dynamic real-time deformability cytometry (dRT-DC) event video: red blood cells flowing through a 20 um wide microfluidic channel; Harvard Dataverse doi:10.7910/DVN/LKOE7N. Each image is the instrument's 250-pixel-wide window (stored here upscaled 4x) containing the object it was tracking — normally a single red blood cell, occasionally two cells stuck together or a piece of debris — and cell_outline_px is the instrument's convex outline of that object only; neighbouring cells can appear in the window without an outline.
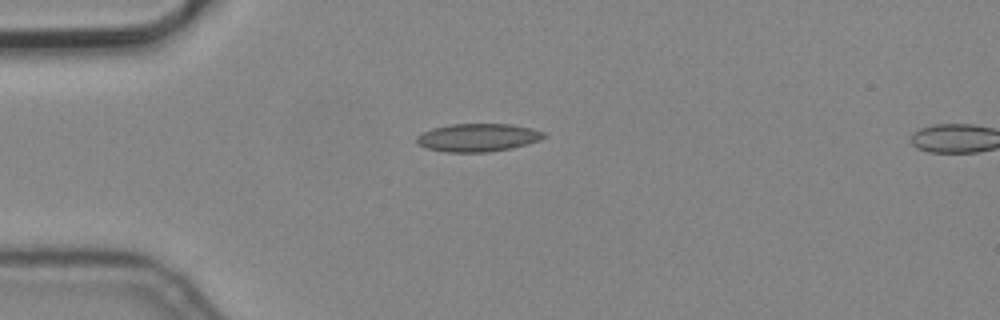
{"species": "common noctule bat (a hibernating species)", "species_latin": "Nyctalus noctula", "temperature_condition": "cold", "stored_images_in_passage": 7, "camera_frame_rate_fps": 3000, "um_per_image_px": 0.085, "animal": {"sex": "male", "body_mass_g": 19.2, "forearm_length_mm": 51.8}, "frame": {"image": 1, "passage_image": 1, "time_ms": 0.0, "image_size_px": [1000, 320], "cell_outline_px": [[548, 136], [528, 144], [512, 148], [488, 152], [448, 152], [428, 148], [420, 144], [416, 140], [416, 136], [432, 128], [452, 124], [508, 124], [532, 128], [544, 132]], "centroid_in_image_um": [40.66, 11.69], "position_along_channel_um": 44.3, "area_um2": 20.63}}
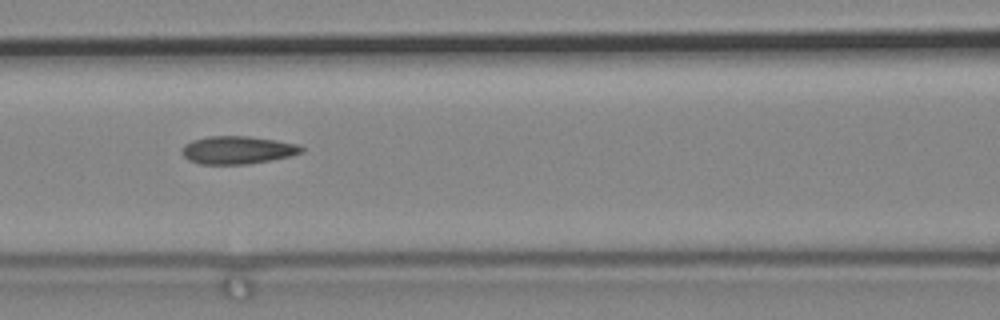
{"frame": {"image": 2, "passage_image": 4, "time_ms": 1.0, "image_size_px": [1000, 320], "cell_outline_px": [[304, 152], [292, 156], [272, 160], [248, 164], [200, 164], [188, 160], [180, 152], [180, 148], [184, 144], [192, 140], [208, 136], [248, 136], [276, 140], [300, 144], [304, 148]], "centroid_in_image_um": [20.2, 12.75], "position_along_channel_um": 146.4, "area_um2": 19.77}}
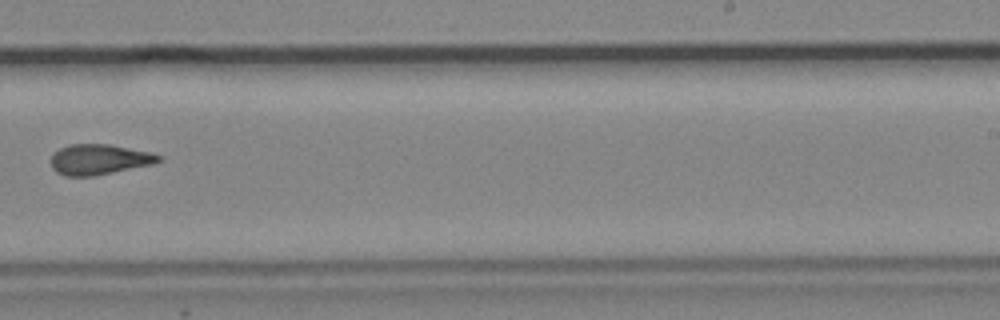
{"frame": {"image": 3, "passage_image": 7, "time_ms": 2.0, "image_size_px": [1000, 320], "cell_outline_px": [[164, 160], [152, 164], [92, 176], [64, 176], [56, 172], [52, 168], [48, 160], [60, 148], [68, 144], [108, 144], [152, 152], [164, 156]], "centroid_in_image_um": [8.43, 13.55], "position_along_channel_um": 280.6, "area_um2": 19.25}}